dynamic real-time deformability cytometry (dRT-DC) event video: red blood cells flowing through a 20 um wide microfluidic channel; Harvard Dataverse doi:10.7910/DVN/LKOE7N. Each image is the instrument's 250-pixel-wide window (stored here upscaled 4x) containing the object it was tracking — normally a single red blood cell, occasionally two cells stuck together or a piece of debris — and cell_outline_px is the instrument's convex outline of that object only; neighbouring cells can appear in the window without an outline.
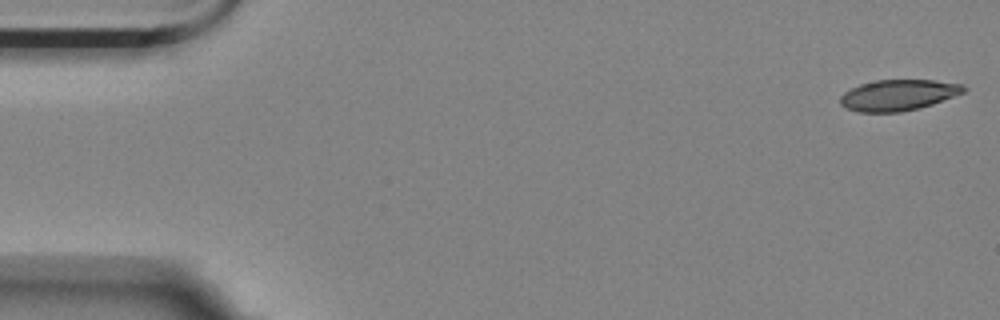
{"species": "Egyptian fruit bat (a non-hibernating species)", "species_latin": "Rousettus aegyptiacus", "temperature_condition": "room temperature", "stored_images_in_passage": 53, "camera_frame_rate_fps": 3000, "um_per_image_px": 0.085, "animal": {"sex": "female"}, "frame": {"image": 1, "passage_image": 1, "time_ms": 0.0, "image_size_px": [1000, 320], "cell_outline_px": [[968, 88], [964, 92], [932, 104], [920, 108], [900, 112], [856, 112], [844, 108], [840, 104], [840, 96], [844, 92], [860, 84], [876, 80], [932, 80], [960, 84]], "centroid_in_image_um": [76.31, 8.09], "position_along_channel_um": 8.7, "area_um2": 22.25}}
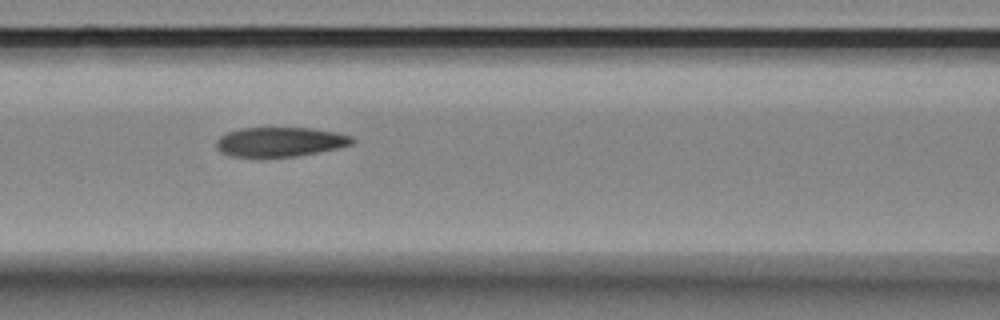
{"frame": {"image": 2, "passage_image": 23, "time_ms": 7.333, "image_size_px": [1000, 320], "cell_outline_px": [[356, 140], [352, 144], [336, 148], [296, 156], [232, 156], [220, 152], [216, 148], [216, 140], [220, 136], [228, 132], [240, 128], [312, 128], [336, 132], [352, 136]], "centroid_in_image_um": [23.8, 12.04], "position_along_channel_um": 142.8, "area_um2": 23.12}}
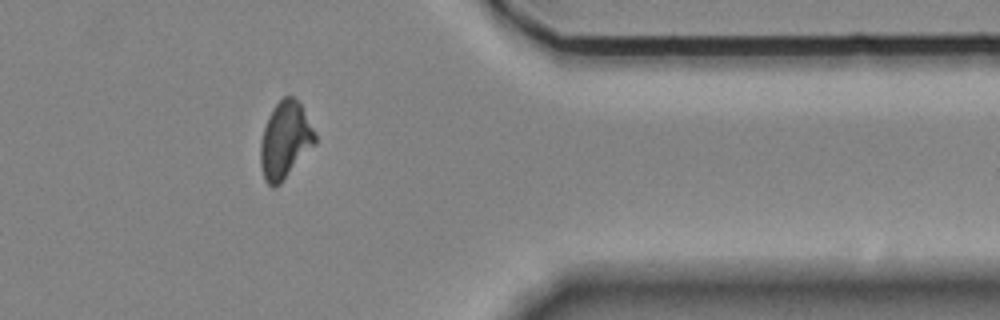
{"frame": {"image": 3, "passage_image": 45, "time_ms": 14.667, "image_size_px": [1000, 320], "cell_outline_px": [[316, 144], [280, 184], [272, 188], [264, 180], [260, 164], [260, 140], [268, 116], [276, 104], [284, 96], [292, 96], [300, 104], [316, 132]], "centroid_in_image_um": [24.23, 11.94], "position_along_channel_um": 387.2, "area_um2": 24.51}, "authors_computed_cell_mechanics": {"area_um2": 23.9292, "velocity_mm_per_s": 3.56, "shape_relaxation_time_tau1_ms": 8.5879, "shape_relaxation_time_tau2_ms": 2.7654, "deformation_change_tau1": 0.2126, "deformation_change_tau2": 0.0921}}